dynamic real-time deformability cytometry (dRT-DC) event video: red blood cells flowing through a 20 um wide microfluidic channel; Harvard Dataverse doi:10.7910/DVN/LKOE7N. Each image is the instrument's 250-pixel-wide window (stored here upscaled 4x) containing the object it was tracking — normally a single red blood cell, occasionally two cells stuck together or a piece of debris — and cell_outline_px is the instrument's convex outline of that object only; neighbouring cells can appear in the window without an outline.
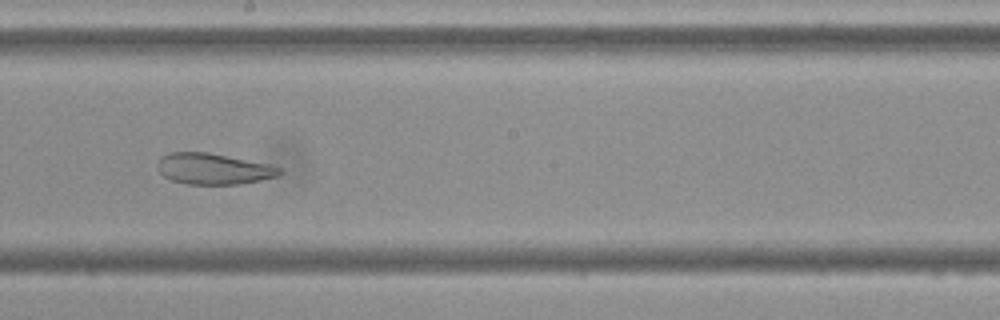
{"species": "Egyptian fruit bat (a non-hibernating species)", "species_latin": "Rousettus aegyptiacus", "temperature_condition": "cold", "stored_images_in_passage": 10, "camera_frame_rate_fps": 3000, "um_per_image_px": 0.085, "frame": {"image": 1, "passage_image": 9, "time_ms": 9.333, "image_size_px": [1000, 320], "cell_outline_px": [[284, 172], [280, 176], [240, 184], [188, 184], [172, 180], [164, 176], [160, 172], [160, 156], [168, 152], [208, 152], [272, 164], [284, 168]], "centroid_in_image_um": [18.25, 14.34], "position_along_channel_um": 230.0, "area_um2": 22.25}}